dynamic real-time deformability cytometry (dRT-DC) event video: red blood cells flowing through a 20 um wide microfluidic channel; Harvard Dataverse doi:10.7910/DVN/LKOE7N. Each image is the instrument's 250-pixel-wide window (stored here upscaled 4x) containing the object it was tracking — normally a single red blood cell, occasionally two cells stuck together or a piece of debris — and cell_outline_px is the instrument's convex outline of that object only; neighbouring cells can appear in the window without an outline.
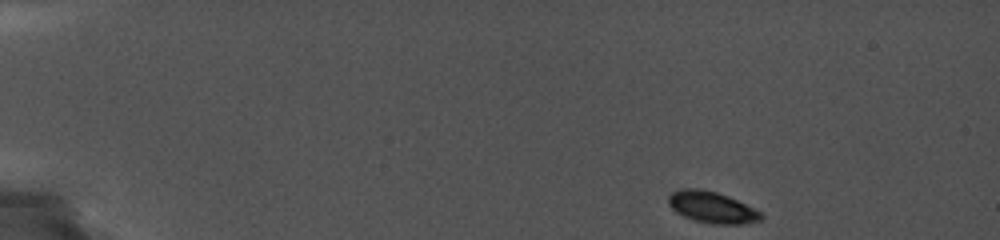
{"species": "common noctule bat (a hibernating species)", "species_latin": "Nyctalus noctula", "temperature_condition": "cold", "stored_images_in_passage": 79, "camera_frame_rate_fps": 5000, "um_per_image_px": 0.085, "animal": {"sex": "female", "body_mass_g": 19.0, "forearm_length_mm": 56.7}, "frame": {"image": 1, "passage_image": 1, "time_ms": 0.0, "image_size_px": [1000, 240], "cell_outline_px": [[764, 216], [760, 220], [744, 224], [712, 224], [696, 220], [684, 216], [676, 212], [668, 204], [668, 196], [672, 192], [680, 188], [700, 188], [716, 192], [728, 196], [760, 212]], "centroid_in_image_um": [60.48, 17.61], "position_along_channel_um": 24.5, "area_um2": 16.82}}
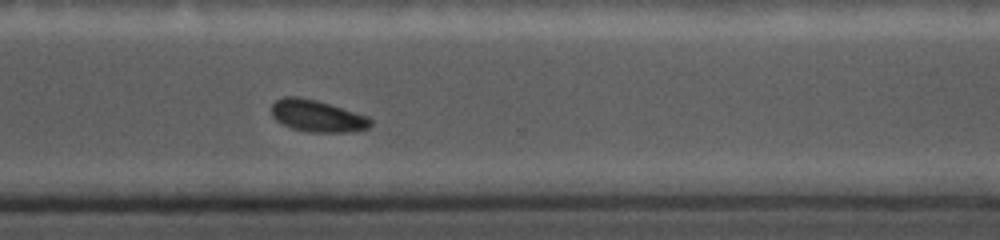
{"frame": {"image": 2, "passage_image": 62, "time_ms": 11.8, "image_size_px": [1000, 240], "cell_outline_px": [[372, 124], [368, 128], [352, 132], [312, 132], [292, 128], [276, 120], [272, 116], [272, 104], [276, 100], [284, 96], [296, 96], [316, 100], [368, 116], [372, 120]], "centroid_in_image_um": [26.97, 9.86], "position_along_channel_um": 343.6, "area_um2": 18.26}}
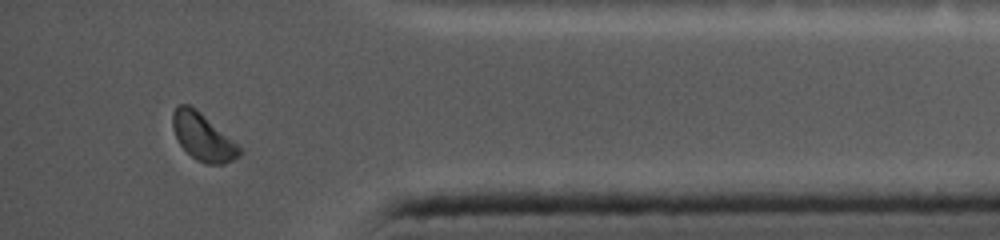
{"frame": {"image": 3, "passage_image": 73, "time_ms": 14.0, "image_size_px": [1000, 240], "cell_outline_px": [[240, 156], [224, 164], [204, 164], [196, 160], [180, 144], [172, 128], [172, 112], [176, 104], [188, 104], [196, 108], [236, 144], [240, 148]], "centroid_in_image_um": [17.19, 11.62], "position_along_channel_um": 418.0, "area_um2": 18.09}}